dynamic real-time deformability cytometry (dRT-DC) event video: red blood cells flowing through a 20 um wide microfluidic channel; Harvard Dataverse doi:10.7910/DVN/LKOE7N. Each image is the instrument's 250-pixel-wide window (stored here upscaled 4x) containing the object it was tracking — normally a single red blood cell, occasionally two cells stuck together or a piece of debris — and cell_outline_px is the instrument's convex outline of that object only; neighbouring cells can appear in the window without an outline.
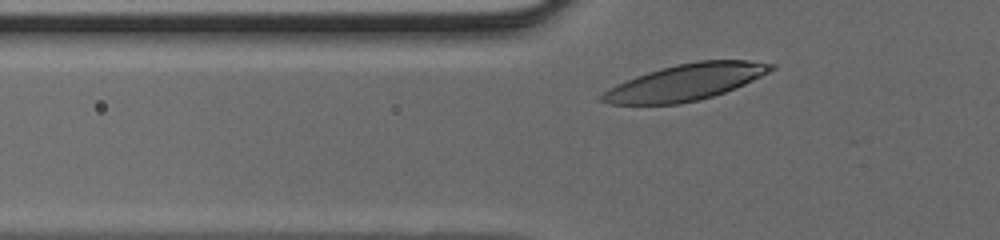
{"species": "human", "species_latin": "Homo sapiens", "temperature_condition": "cold", "stored_images_in_passage": 28, "camera_frame_rate_fps": 3000, "um_per_image_px": 0.085, "donor": {"sex": "male"}, "frame": {"image": 1, "passage_image": 4, "time_ms": 1.0, "image_size_px": [1000, 240], "cell_outline_px": [[776, 68], [744, 84], [724, 92], [700, 100], [680, 104], [608, 104], [600, 100], [600, 96], [608, 88], [616, 84], [636, 76], [660, 68], [676, 64], [700, 60], [748, 60], [776, 64]], "centroid_in_image_um": [58.26, 6.98], "position_along_channel_um": 67.5, "area_um2": 35.6}}
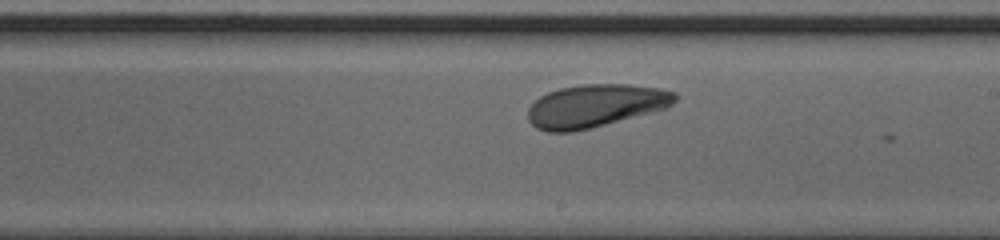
{"frame": {"image": 2, "passage_image": 16, "time_ms": 5.0, "image_size_px": [1000, 240], "cell_outline_px": [[676, 100], [668, 108], [572, 132], [548, 132], [536, 128], [528, 120], [528, 108], [540, 96], [548, 92], [560, 88], [580, 84], [628, 84], [660, 88], [676, 92]], "centroid_in_image_um": [50.6, 8.98], "position_along_channel_um": 238.4, "area_um2": 36.65}}
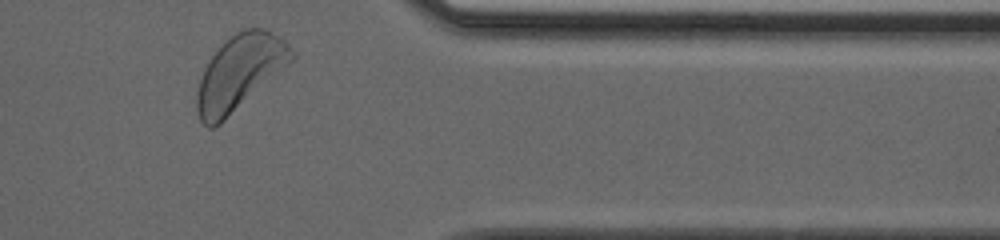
{"frame": {"image": 3, "passage_image": 27, "time_ms": 8.667, "image_size_px": [1000, 240], "cell_outline_px": [[296, 56], [292, 60], [220, 124], [212, 128], [208, 128], [200, 120], [196, 108], [196, 96], [200, 80], [204, 68], [212, 56], [236, 32], [244, 28], [264, 28], [280, 36], [288, 44]], "centroid_in_image_um": [20.36, 6.17], "position_along_channel_um": 391.0, "area_um2": 40.4}}